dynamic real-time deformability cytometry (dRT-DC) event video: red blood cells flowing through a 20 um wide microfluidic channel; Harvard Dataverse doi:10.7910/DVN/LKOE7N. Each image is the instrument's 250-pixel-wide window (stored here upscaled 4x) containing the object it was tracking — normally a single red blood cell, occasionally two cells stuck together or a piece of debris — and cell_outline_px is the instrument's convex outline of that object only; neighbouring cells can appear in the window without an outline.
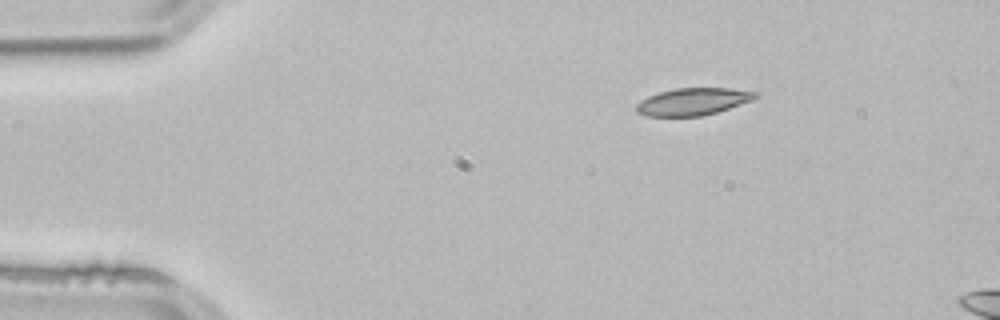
{"species": "common noctule bat (a hibernating species)", "species_latin": "Nyctalus noctula", "temperature_condition": "room temperature", "stored_images_in_passage": 5, "segment_of_instrument_passage": [2, 2], "camera_frame_rate_fps": 3000, "um_per_image_px": 0.085, "animal": {"sex": "male", "body_mass_g": 21.5, "forearm_length_mm": 52.0}, "frame": {"image": 1, "passage_image": 5, "time_ms": 1.333, "image_size_px": [1000, 320], "cell_outline_px": [[760, 92], [752, 100], [704, 116], [648, 116], [636, 112], [636, 104], [640, 100], [648, 96], [660, 92], [676, 88], [728, 88]], "centroid_in_image_um": [58.88, 8.63], "position_along_channel_um": 26.1, "area_um2": 18.79}}